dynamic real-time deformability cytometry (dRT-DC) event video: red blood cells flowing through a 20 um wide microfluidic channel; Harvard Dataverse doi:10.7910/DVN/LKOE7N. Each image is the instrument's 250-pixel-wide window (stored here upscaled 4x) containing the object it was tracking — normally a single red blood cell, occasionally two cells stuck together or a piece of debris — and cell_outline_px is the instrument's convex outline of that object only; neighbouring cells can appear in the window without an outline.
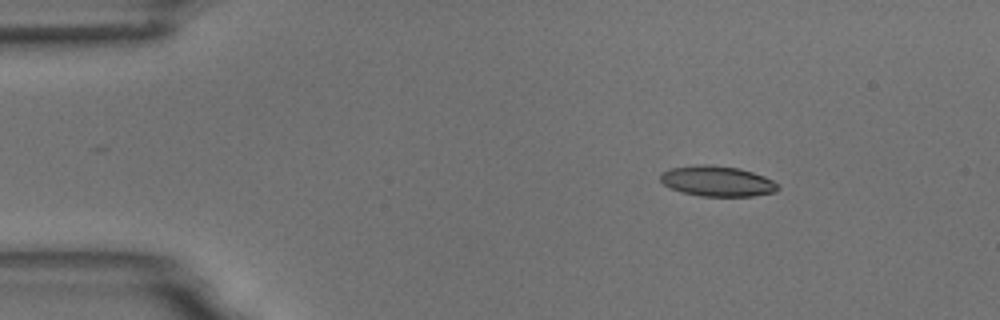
{"species": "common noctule bat (a hibernating species)", "species_latin": "Nyctalus noctula", "temperature_condition": "room temperature", "stored_images_in_passage": 5, "camera_frame_rate_fps": 3000, "um_per_image_px": 0.085, "animal": {"sex": "male", "body_mass_g": 18.8}, "frame": {"image": 1, "passage_image": 1, "time_ms": 0.0, "image_size_px": [1000, 320], "cell_outline_px": [[780, 188], [776, 192], [752, 196], [700, 196], [680, 192], [664, 184], [660, 180], [660, 172], [672, 168], [700, 164], [712, 164], [740, 168], [764, 176], [772, 180]], "centroid_in_image_um": [60.96, 15.39], "position_along_channel_um": 24.0, "area_um2": 20.92}}
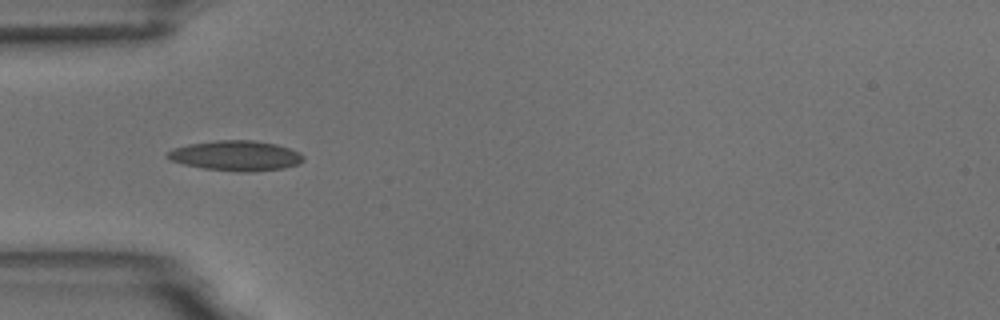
{"frame": {"image": 2, "passage_image": 3, "time_ms": 3.0, "image_size_px": [1000, 320], "cell_outline_px": [[304, 160], [300, 164], [284, 168], [252, 172], [236, 172], [204, 168], [184, 164], [172, 160], [164, 156], [168, 152], [176, 148], [188, 144], [216, 140], [252, 140], [276, 144], [300, 152], [304, 156]], "centroid_in_image_um": [20.09, 13.24], "position_along_channel_um": 64.9, "area_um2": 23.87}}